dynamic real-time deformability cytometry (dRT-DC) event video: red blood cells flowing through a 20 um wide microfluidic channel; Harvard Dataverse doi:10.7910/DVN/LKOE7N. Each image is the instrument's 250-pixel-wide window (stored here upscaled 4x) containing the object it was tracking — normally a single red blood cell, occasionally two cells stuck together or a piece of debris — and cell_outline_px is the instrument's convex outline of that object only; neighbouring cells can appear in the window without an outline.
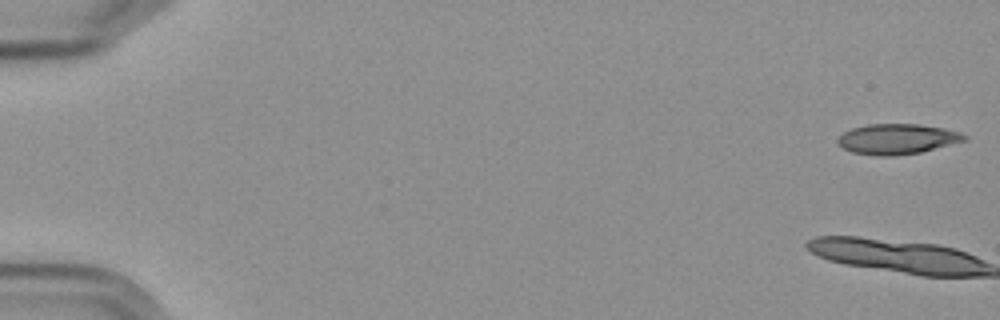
{"species": "Egyptian fruit bat (a non-hibernating species)", "species_latin": "Rousettus aegyptiacus", "temperature_condition": "cold", "stored_images_in_passage": 6, "camera_frame_rate_fps": 3000, "um_per_image_px": 0.085, "frame": {"image": 1, "passage_image": 1, "time_ms": 0.0, "image_size_px": [1000, 320], "cell_outline_px": [[968, 140], [920, 152], [896, 156], [876, 156], [852, 152], [844, 148], [836, 140], [844, 132], [852, 128], [868, 124], [920, 124], [944, 128], [960, 132], [968, 136]], "centroid_in_image_um": [76.29, 11.81], "position_along_channel_um": 8.7, "area_um2": 22.43}}